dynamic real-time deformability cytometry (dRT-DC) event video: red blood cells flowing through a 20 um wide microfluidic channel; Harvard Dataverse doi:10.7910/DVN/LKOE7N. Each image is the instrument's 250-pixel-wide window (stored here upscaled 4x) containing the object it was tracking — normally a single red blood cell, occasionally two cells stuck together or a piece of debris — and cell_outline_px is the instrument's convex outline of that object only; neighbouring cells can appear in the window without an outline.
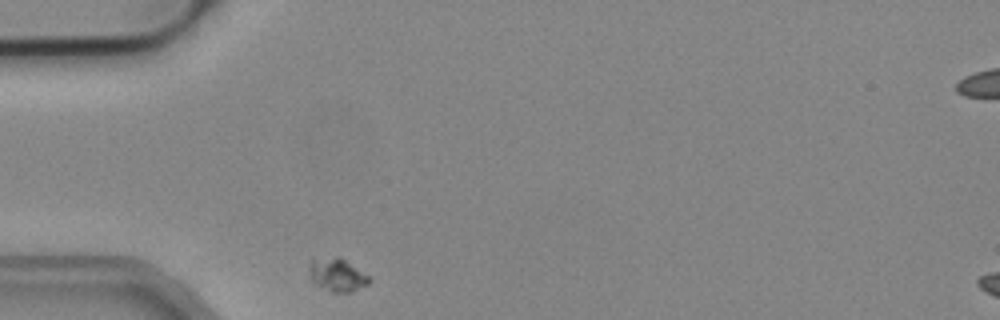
{"species": "common noctule bat (a hibernating species)", "species_latin": "Nyctalus noctula", "temperature_condition": "cold", "stored_images_in_passage": 30, "camera_frame_rate_fps": 3000, "um_per_image_px": 0.085, "animal": {"sex": "male", "body_mass_g": 19.2, "forearm_length_mm": 51.8}, "frame": {"image": 1, "passage_image": 1, "time_ms": 0.0, "image_size_px": [1000, 320], "cell_outline_px": [[372, 280], [368, 284], [352, 292], [332, 292], [316, 284], [312, 280], [308, 268], [308, 264], [312, 260], [336, 256], [344, 260], [368, 276]], "centroid_in_image_um": [28.65, 23.38], "position_along_channel_um": 56.4, "area_um2": 11.27}}